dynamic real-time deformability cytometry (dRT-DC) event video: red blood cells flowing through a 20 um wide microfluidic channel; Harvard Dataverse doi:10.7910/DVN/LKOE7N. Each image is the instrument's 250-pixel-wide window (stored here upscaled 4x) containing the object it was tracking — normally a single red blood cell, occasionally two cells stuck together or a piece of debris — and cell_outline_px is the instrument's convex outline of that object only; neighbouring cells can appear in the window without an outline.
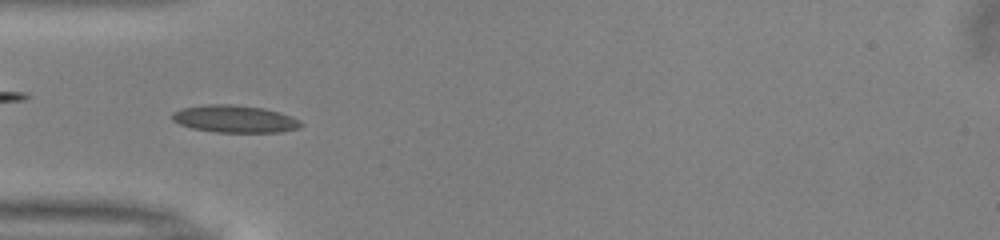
{"species": "common noctule bat (a hibernating species)", "species_latin": "Nyctalus noctula", "temperature_condition": "warm", "stored_images_in_passage": 50, "camera_frame_rate_fps": 3000, "um_per_image_px": 0.085, "animal": {"sex": "male", "body_mass_g": 13.0, "forearm_length_mm": 53.1}, "frame": {"image": 1, "passage_image": 15, "time_ms": 4.667, "image_size_px": [1000, 240], "cell_outline_px": [[304, 124], [300, 128], [280, 132], [216, 132], [192, 128], [180, 124], [172, 120], [172, 112], [180, 108], [208, 104], [232, 104], [264, 108], [280, 112], [292, 116], [300, 120]], "centroid_in_image_um": [19.97, 10.1], "position_along_channel_um": 65.0, "area_um2": 20.69}}
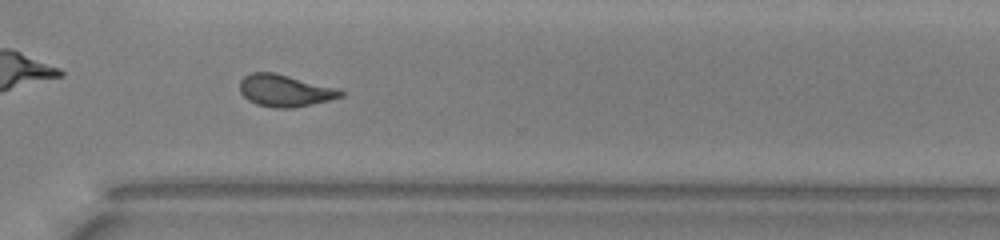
{"frame": {"image": 2, "passage_image": 36, "time_ms": 11.667, "image_size_px": [1000, 240], "cell_outline_px": [[344, 96], [312, 104], [292, 108], [272, 108], [256, 104], [248, 100], [240, 92], [240, 80], [244, 76], [252, 72], [272, 72], [336, 88], [344, 92]], "centroid_in_image_um": [24.18, 7.71], "position_along_channel_um": 346.4, "area_um2": 18.61}}
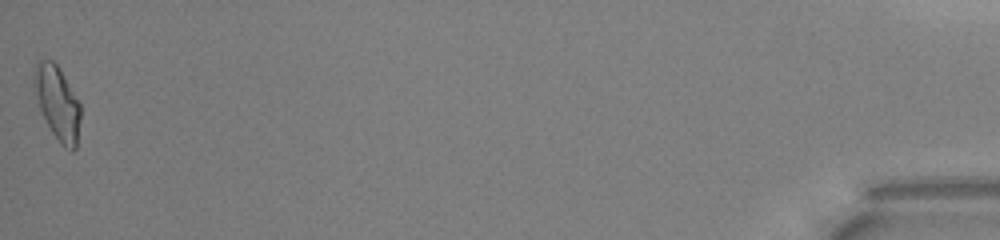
{"frame": {"image": 3, "passage_image": 50, "time_ms": 16.333, "image_size_px": [1000, 240], "cell_outline_px": [[80, 120], [76, 148], [72, 152], [64, 148], [60, 144], [52, 132], [40, 108], [32, 88], [32, 72], [36, 64], [40, 60], [52, 60], [60, 68], [80, 104]], "centroid_in_image_um": [4.86, 8.73], "position_along_channel_um": 430.3, "area_um2": 20.06}, "authors_computed_cell_mechanics": {"area_um2": 18.785, "velocity_mm_per_s": 4.0223, "shape_relaxation_time_tau1_ms": null, "shape_relaxation_time_tau2_ms": 2.1398, "deformation_change_tau1": null, "deformation_change_tau2": 0.0737}}